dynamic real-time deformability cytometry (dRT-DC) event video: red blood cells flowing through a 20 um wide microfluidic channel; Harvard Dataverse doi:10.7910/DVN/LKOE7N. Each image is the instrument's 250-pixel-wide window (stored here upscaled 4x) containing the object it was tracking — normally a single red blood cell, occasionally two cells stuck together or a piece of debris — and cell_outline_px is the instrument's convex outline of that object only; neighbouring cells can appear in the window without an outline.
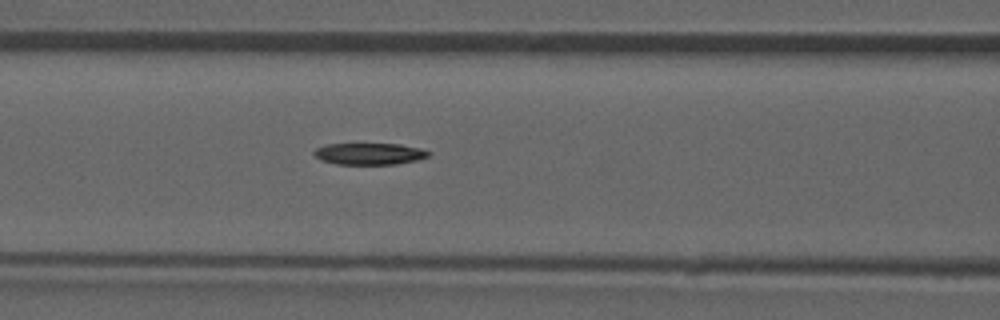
{"species": "common noctule bat (a hibernating species)", "species_latin": "Nyctalus noctula", "temperature_condition": "room temperature", "stored_images_in_passage": 37, "camera_frame_rate_fps": 3000, "um_per_image_px": 0.085, "animal": {"sex": "male", "forearm_length_mm": 52.5}, "frame": {"image": 1, "passage_image": 7, "time_ms": 2.0, "image_size_px": [1000, 320], "cell_outline_px": [[432, 152], [428, 156], [416, 160], [396, 164], [336, 164], [320, 160], [312, 152], [316, 148], [328, 144], [400, 144], [420, 148]], "centroid_in_image_um": [31.39, 13.07], "position_along_channel_um": 135.2, "area_um2": 14.39}, "authors_computed_cell_mechanics": {"area_um2": 15.2014, "velocity_mm_per_s": 3.9559, "shape_relaxation_time_tau1_ms": 10.7324, "shape_relaxation_time_tau2_ms": null, "deformation_change_tau1": 0.2299, "deformation_change_tau2": null}}